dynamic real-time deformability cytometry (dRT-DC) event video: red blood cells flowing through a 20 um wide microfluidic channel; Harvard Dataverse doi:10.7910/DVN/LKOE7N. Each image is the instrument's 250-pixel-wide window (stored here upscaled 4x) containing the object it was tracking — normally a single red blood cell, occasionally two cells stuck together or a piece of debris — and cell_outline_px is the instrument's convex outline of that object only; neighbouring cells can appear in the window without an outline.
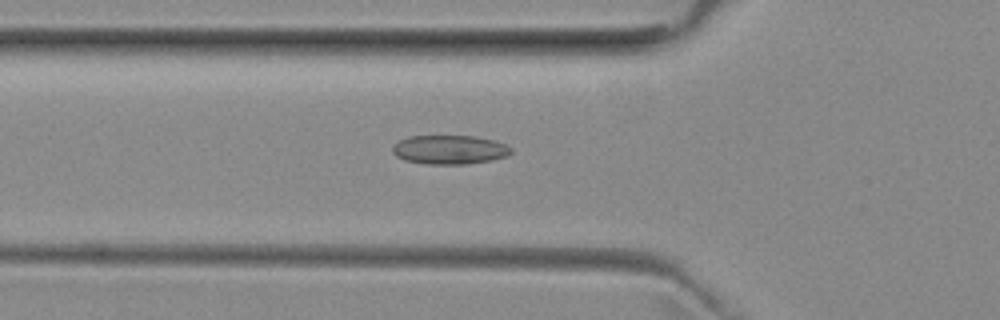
{"species": "common noctule bat (a hibernating species)", "species_latin": "Nyctalus noctula", "temperature_condition": "room temperature", "stored_images_in_passage": 52, "camera_frame_rate_fps": 3000, "um_per_image_px": 0.085, "animal": {"sex": "female", "body_mass_g": 29.2, "forearm_length_mm": 56.3}, "frame": {"image": 1, "passage_image": 18, "time_ms": 5.667, "image_size_px": [1000, 320], "cell_outline_px": [[512, 152], [508, 156], [492, 160], [464, 164], [428, 164], [404, 160], [396, 156], [392, 152], [392, 144], [408, 136], [476, 136], [492, 140], [504, 144], [512, 148]], "centroid_in_image_um": [38.19, 12.72], "position_along_channel_um": 87.6, "area_um2": 20.11}}
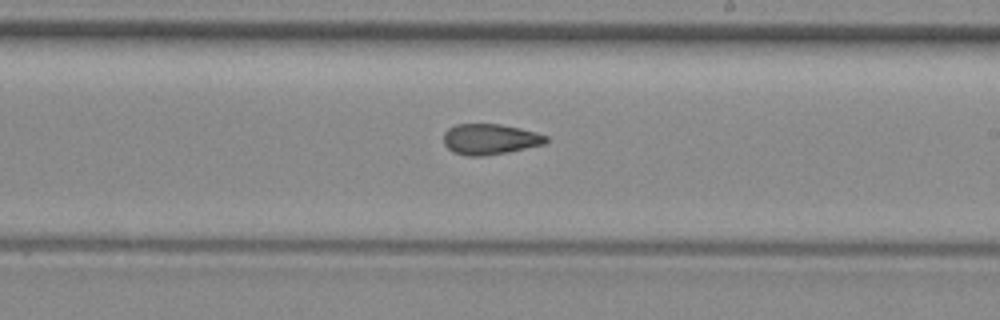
{"frame": {"image": 2, "passage_image": 30, "time_ms": 9.667, "image_size_px": [1000, 320], "cell_outline_px": [[548, 140], [544, 144], [508, 152], [484, 156], [468, 156], [452, 152], [444, 144], [444, 132], [448, 128], [456, 124], [500, 124], [520, 128], [536, 132], [548, 136]], "centroid_in_image_um": [41.64, 11.83], "position_along_channel_um": 247.4, "area_um2": 18.38}}
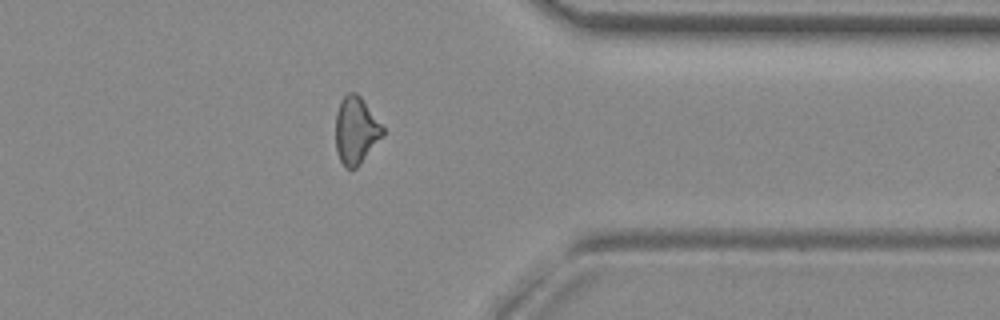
{"frame": {"image": 3, "passage_image": 41, "time_ms": 13.333, "image_size_px": [1000, 320], "cell_outline_px": [[384, 136], [360, 164], [356, 168], [348, 168], [340, 160], [336, 148], [336, 112], [340, 100], [348, 92], [356, 92], [360, 96], [384, 128]], "centroid_in_image_um": [30.26, 11.07], "position_along_channel_um": 381.1, "area_um2": 18.38}, "authors_computed_cell_mechanics": {"area_um2": 18.9873, "velocity_mm_per_s": 3.9745, "shape_relaxation_time_tau1_ms": null, "shape_relaxation_time_tau2_ms": 3.2193, "deformation_change_tau1": null, "deformation_change_tau2": 0.1046}}